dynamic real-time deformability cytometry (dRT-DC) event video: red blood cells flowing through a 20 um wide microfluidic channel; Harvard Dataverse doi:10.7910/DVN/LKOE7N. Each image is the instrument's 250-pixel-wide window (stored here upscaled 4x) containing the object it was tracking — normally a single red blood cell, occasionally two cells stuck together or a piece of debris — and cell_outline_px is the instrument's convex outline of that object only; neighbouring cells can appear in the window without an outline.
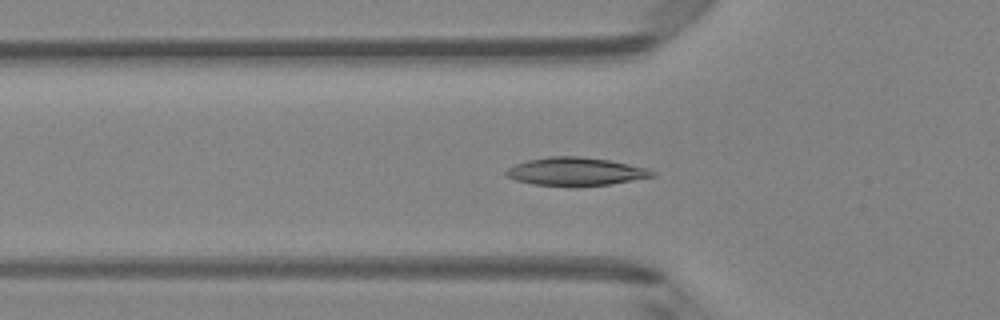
{"species": "Egyptian fruit bat (a non-hibernating species)", "species_latin": "Rousettus aegyptiacus", "temperature_condition": "room temperature", "stored_images_in_passage": 49, "camera_frame_rate_fps": 3000, "um_per_image_px": 0.085, "animal": {"sex": "female"}, "frame": {"image": 1, "passage_image": 17, "time_ms": 5.333, "image_size_px": [1000, 320], "cell_outline_px": [[656, 176], [608, 184], [532, 184], [516, 180], [508, 176], [504, 172], [508, 168], [516, 164], [528, 160], [548, 156], [580, 156], [608, 160], [648, 168], [656, 172]], "centroid_in_image_um": [48.95, 14.54], "position_along_channel_um": 76.9, "area_um2": 23.18}}
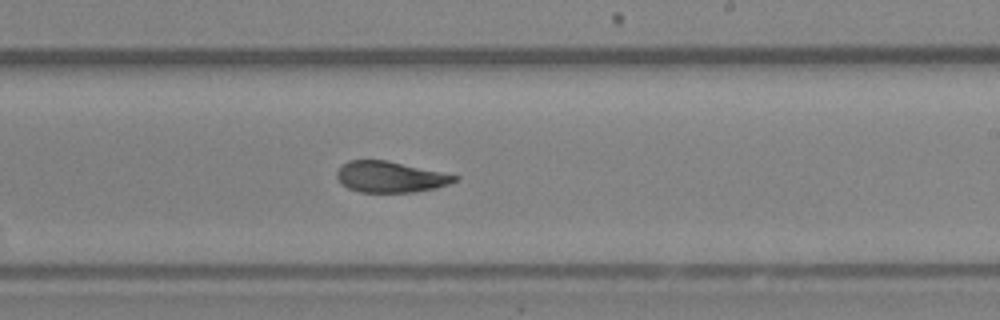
{"frame": {"image": 2, "passage_image": 30, "time_ms": 9.667, "image_size_px": [1000, 320], "cell_outline_px": [[460, 180], [436, 188], [416, 192], [360, 192], [348, 188], [340, 184], [336, 176], [336, 172], [348, 160], [384, 160], [460, 176]], "centroid_in_image_um": [33.17, 15.05], "position_along_channel_um": 255.8, "area_um2": 21.21}}
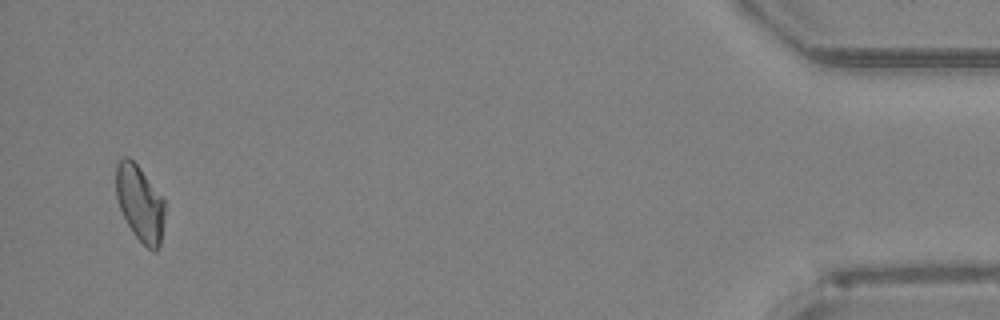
{"frame": {"image": 3, "passage_image": 48, "time_ms": 15.667, "image_size_px": [1000, 320], "cell_outline_px": [[164, 216], [160, 244], [156, 252], [148, 248], [132, 232], [120, 208], [116, 196], [116, 164], [124, 156], [128, 156], [140, 168], [164, 200]], "centroid_in_image_um": [11.88, 17.26], "position_along_channel_um": 423.3, "area_um2": 21.21}, "authors_computed_cell_mechanics": {"area_um2": 22.5998, "velocity_mm_per_s": 4.1414, "shape_relaxation_time_tau1_ms": 6.7924, "shape_relaxation_time_tau2_ms": 3.6526, "deformation_change_tau1": 0.1761, "deformation_change_tau2": 0.0605}}